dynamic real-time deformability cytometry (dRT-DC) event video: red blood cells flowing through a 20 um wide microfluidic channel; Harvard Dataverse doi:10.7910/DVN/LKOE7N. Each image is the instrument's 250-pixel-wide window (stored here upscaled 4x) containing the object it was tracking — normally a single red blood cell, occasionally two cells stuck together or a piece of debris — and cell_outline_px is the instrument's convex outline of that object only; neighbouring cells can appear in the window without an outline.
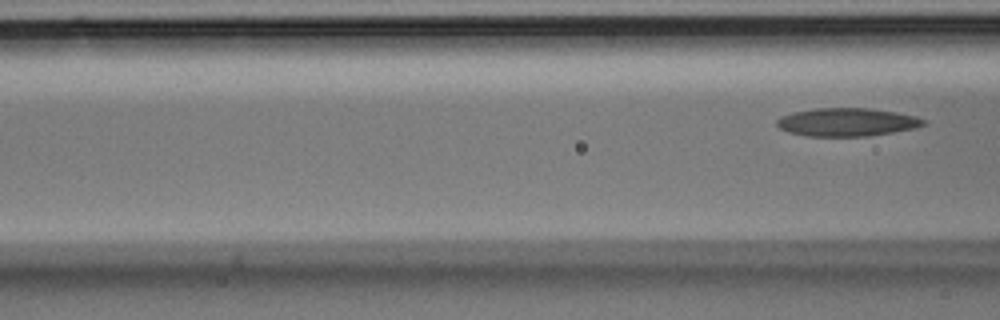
{"species": "Egyptian fruit bat (a non-hibernating species)", "species_latin": "Rousettus aegyptiacus", "temperature_condition": "room temperature", "stored_images_in_passage": 6, "camera_frame_rate_fps": 3000, "um_per_image_px": 0.085, "animal": {"sex": "male"}, "frame": {"image": 1, "passage_image": 6, "time_ms": 1.667, "image_size_px": [1000, 320], "cell_outline_px": [[924, 124], [912, 128], [892, 132], [868, 136], [804, 136], [788, 132], [780, 128], [776, 124], [776, 120], [780, 116], [792, 112], [812, 108], [868, 108], [896, 112], [916, 116], [924, 120]], "centroid_in_image_um": [71.91, 10.37], "position_along_channel_um": 94.7, "area_um2": 24.04}}